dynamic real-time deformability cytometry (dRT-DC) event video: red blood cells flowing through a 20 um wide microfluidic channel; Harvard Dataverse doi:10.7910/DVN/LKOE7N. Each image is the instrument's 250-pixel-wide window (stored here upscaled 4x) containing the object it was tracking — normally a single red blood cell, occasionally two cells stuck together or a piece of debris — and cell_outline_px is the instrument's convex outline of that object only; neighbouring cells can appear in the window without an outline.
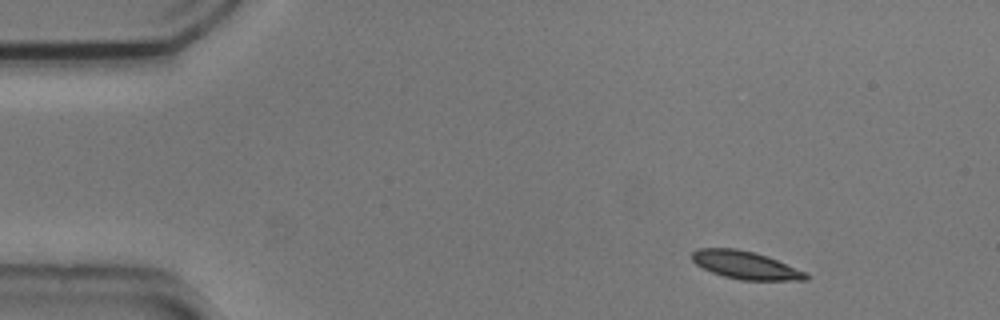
{"species": "common noctule bat (a hibernating species)", "species_latin": "Nyctalus noctula", "temperature_condition": "cold", "stored_images_in_passage": 5, "camera_frame_rate_fps": 3000, "um_per_image_px": 0.085, "animal": {"sex": "male", "body_mass_g": 20.5, "forearm_length_mm": 52.5}, "frame": {"image": 1, "passage_image": 1, "time_ms": 0.0, "image_size_px": [1000, 320], "cell_outline_px": [[812, 276], [808, 280], [740, 280], [724, 276], [712, 272], [696, 264], [692, 260], [692, 252], [700, 248], [736, 248], [756, 252], [768, 256], [804, 272]], "centroid_in_image_um": [63.37, 22.53], "position_along_channel_um": 21.6, "area_um2": 18.44}}
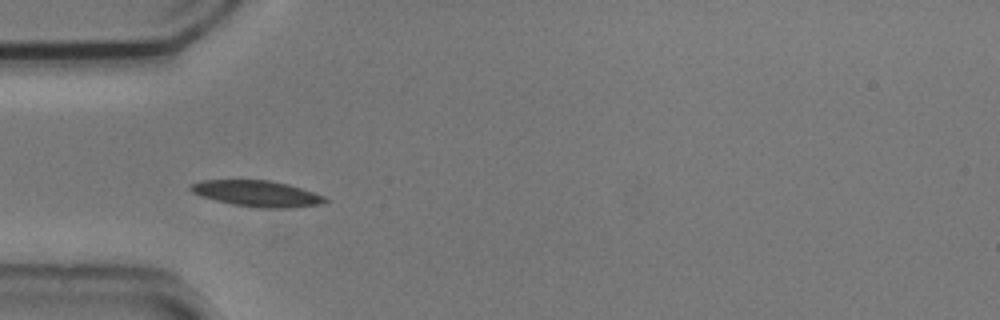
{"frame": {"image": 2, "passage_image": 4, "time_ms": 1.0, "image_size_px": [1000, 320], "cell_outline_px": [[328, 200], [324, 204], [292, 208], [260, 208], [232, 204], [200, 196], [192, 192], [188, 188], [192, 184], [200, 180], [268, 180], [288, 184], [324, 196]], "centroid_in_image_um": [21.85, 16.46], "position_along_channel_um": 63.2, "area_um2": 20.4}}